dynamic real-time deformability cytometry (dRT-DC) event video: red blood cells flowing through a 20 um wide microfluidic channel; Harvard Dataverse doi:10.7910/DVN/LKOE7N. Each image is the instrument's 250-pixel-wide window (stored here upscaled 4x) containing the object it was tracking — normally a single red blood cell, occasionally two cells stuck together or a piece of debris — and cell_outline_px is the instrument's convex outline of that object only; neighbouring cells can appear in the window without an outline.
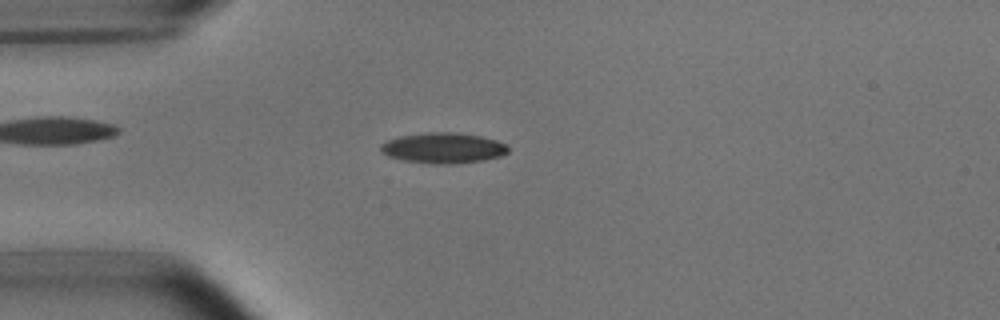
{"species": "common noctule bat (a hibernating species)", "species_latin": "Nyctalus noctula", "temperature_condition": "room temperature", "stored_images_in_passage": 52, "camera_frame_rate_fps": 3000, "um_per_image_px": 0.085, "animal": {"sex": "male", "body_mass_g": 15.6}, "frame": {"image": 1, "passage_image": 13, "time_ms": 4.0, "image_size_px": [1000, 320], "cell_outline_px": [[508, 152], [500, 156], [484, 160], [452, 164], [436, 164], [404, 160], [388, 156], [380, 152], [380, 144], [388, 140], [400, 136], [432, 132], [452, 132], [480, 136], [496, 140], [504, 144], [508, 148]], "centroid_in_image_um": [37.65, 12.58], "position_along_channel_um": 47.3, "area_um2": 22.48}}
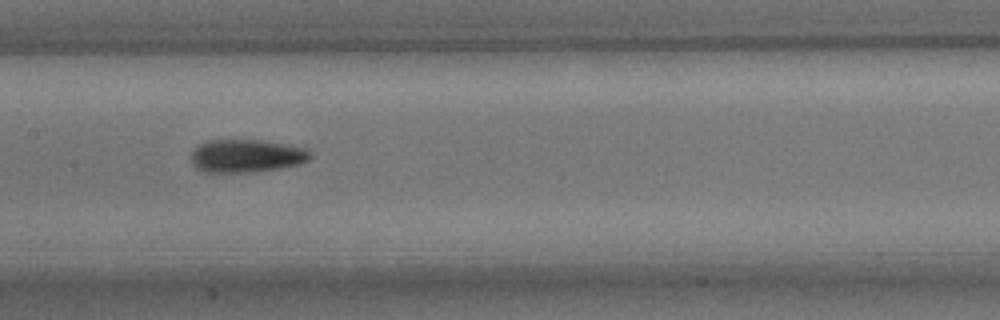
{"frame": {"image": 2, "passage_image": 25, "time_ms": 8.0, "image_size_px": [1000, 320], "cell_outline_px": [[312, 156], [308, 160], [300, 164], [280, 168], [252, 172], [204, 172], [196, 168], [192, 164], [192, 148], [204, 140], [260, 140], [304, 148], [312, 152]], "centroid_in_image_um": [20.9, 13.25], "position_along_channel_um": 186.5, "area_um2": 23.0}}
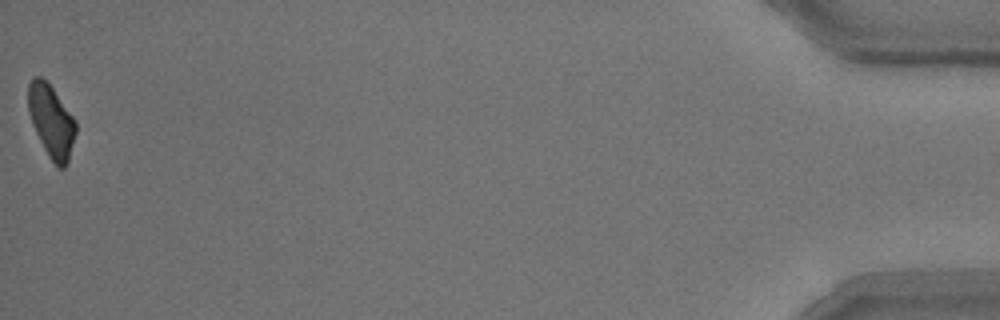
{"frame": {"image": 3, "passage_image": 52, "time_ms": 17.0, "image_size_px": [1000, 320], "cell_outline_px": [[76, 132], [68, 160], [64, 168], [60, 168], [48, 156], [32, 124], [28, 112], [28, 84], [36, 76], [40, 76], [52, 88], [76, 120]], "centroid_in_image_um": [4.36, 10.29], "position_along_channel_um": 430.8, "area_um2": 19.71}, "authors_computed_cell_mechanics": {"area_um2": 21.2704, "velocity_mm_per_s": 3.7824, "shape_relaxation_time_tau1_ms": 4.1419, "shape_relaxation_time_tau2_ms": 2.2081, "deformation_change_tau1": 0.1375, "deformation_change_tau2": 0.0931}}